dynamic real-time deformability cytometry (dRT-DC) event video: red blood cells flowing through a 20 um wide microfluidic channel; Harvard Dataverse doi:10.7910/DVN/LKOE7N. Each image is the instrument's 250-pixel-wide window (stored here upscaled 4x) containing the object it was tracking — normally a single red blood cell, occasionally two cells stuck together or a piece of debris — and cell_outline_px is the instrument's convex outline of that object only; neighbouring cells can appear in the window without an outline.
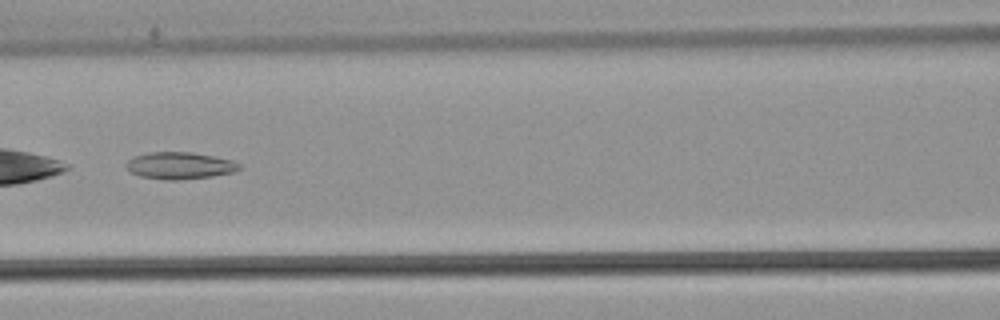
{"species": "common noctule bat (a hibernating species)", "species_latin": "Nyctalus noctula", "temperature_condition": "warm", "stored_images_in_passage": 46, "camera_frame_rate_fps": 3000, "um_per_image_px": 0.085, "animal": {"sex": "male", "body_mass_g": 21.5, "forearm_length_mm": 52.0}, "frame": {"image": 1, "passage_image": 19, "time_ms": 6.0, "image_size_px": [1000, 320], "cell_outline_px": [[240, 168], [232, 172], [212, 176], [176, 180], [164, 180], [140, 176], [132, 172], [128, 168], [128, 160], [132, 156], [148, 152], [192, 152], [232, 160], [240, 164]], "centroid_in_image_um": [15.26, 14.07], "position_along_channel_um": 151.3, "area_um2": 17.57}}
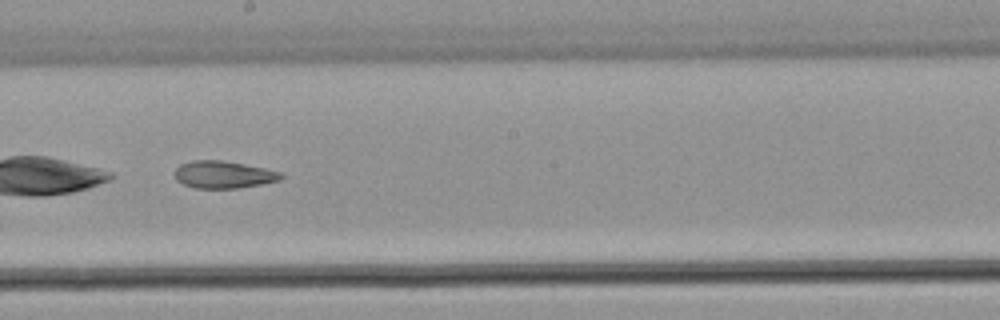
{"frame": {"image": 2, "passage_image": 25, "time_ms": 8.0, "image_size_px": [1000, 320], "cell_outline_px": [[284, 176], [280, 180], [260, 184], [236, 188], [196, 188], [184, 184], [176, 180], [176, 168], [180, 164], [192, 160], [220, 160], [244, 164], [264, 168], [280, 172]], "centroid_in_image_um": [18.99, 14.83], "position_along_channel_um": 229.2, "area_um2": 16.7}}
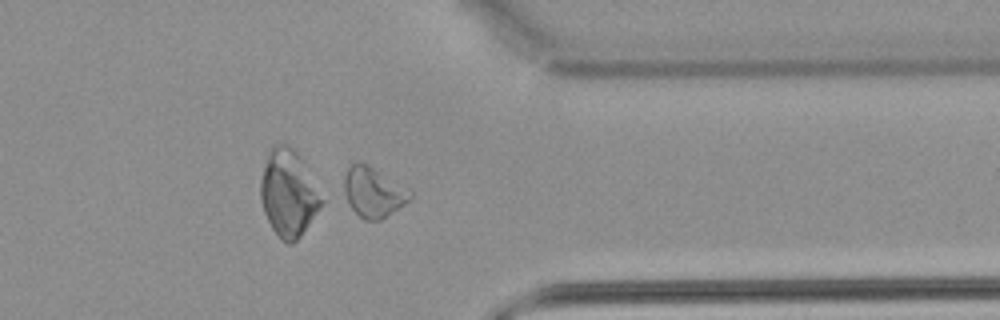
{"frame": {"image": 3, "passage_image": 37, "time_ms": 12.0, "image_size_px": [1000, 320], "cell_outline_px": [[412, 196], [404, 204], [380, 220], [364, 220], [348, 204], [344, 192], [344, 176], [348, 168], [356, 160], [372, 168], [412, 192]], "centroid_in_image_um": [31.68, 16.35], "position_along_channel_um": 379.7, "area_um2": 18.55}, "authors_computed_cell_mechanics": {"area_um2": 19.652, "velocity_mm_per_s": 3.9078, "shape_relaxation_time_tau1_ms": null, "shape_relaxation_time_tau2_ms": 4.573, "deformation_change_tau1": null, "deformation_change_tau2": 0.1304}}